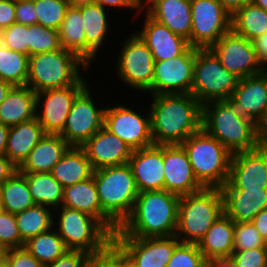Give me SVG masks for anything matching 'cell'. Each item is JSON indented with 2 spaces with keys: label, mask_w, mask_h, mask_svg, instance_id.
I'll return each mask as SVG.
<instances>
[{
  "label": "cell",
  "mask_w": 267,
  "mask_h": 267,
  "mask_svg": "<svg viewBox=\"0 0 267 267\" xmlns=\"http://www.w3.org/2000/svg\"><path fill=\"white\" fill-rule=\"evenodd\" d=\"M152 96L150 115L154 145H181L202 128V104L191 93Z\"/></svg>",
  "instance_id": "cell-1"
},
{
  "label": "cell",
  "mask_w": 267,
  "mask_h": 267,
  "mask_svg": "<svg viewBox=\"0 0 267 267\" xmlns=\"http://www.w3.org/2000/svg\"><path fill=\"white\" fill-rule=\"evenodd\" d=\"M180 196L166 190L139 192L128 218L113 237H169L177 230Z\"/></svg>",
  "instance_id": "cell-2"
},
{
  "label": "cell",
  "mask_w": 267,
  "mask_h": 267,
  "mask_svg": "<svg viewBox=\"0 0 267 267\" xmlns=\"http://www.w3.org/2000/svg\"><path fill=\"white\" fill-rule=\"evenodd\" d=\"M102 208V224L114 234L130 215L139 194L130 165L93 171Z\"/></svg>",
  "instance_id": "cell-3"
},
{
  "label": "cell",
  "mask_w": 267,
  "mask_h": 267,
  "mask_svg": "<svg viewBox=\"0 0 267 267\" xmlns=\"http://www.w3.org/2000/svg\"><path fill=\"white\" fill-rule=\"evenodd\" d=\"M202 128L232 154L259 146L257 125L248 118L238 117L225 100L202 105Z\"/></svg>",
  "instance_id": "cell-4"
},
{
  "label": "cell",
  "mask_w": 267,
  "mask_h": 267,
  "mask_svg": "<svg viewBox=\"0 0 267 267\" xmlns=\"http://www.w3.org/2000/svg\"><path fill=\"white\" fill-rule=\"evenodd\" d=\"M195 178L204 188H221L229 178L232 153L203 128L182 144Z\"/></svg>",
  "instance_id": "cell-5"
},
{
  "label": "cell",
  "mask_w": 267,
  "mask_h": 267,
  "mask_svg": "<svg viewBox=\"0 0 267 267\" xmlns=\"http://www.w3.org/2000/svg\"><path fill=\"white\" fill-rule=\"evenodd\" d=\"M224 213L220 188L180 196L175 236L182 243L198 244L207 230Z\"/></svg>",
  "instance_id": "cell-6"
},
{
  "label": "cell",
  "mask_w": 267,
  "mask_h": 267,
  "mask_svg": "<svg viewBox=\"0 0 267 267\" xmlns=\"http://www.w3.org/2000/svg\"><path fill=\"white\" fill-rule=\"evenodd\" d=\"M80 65L87 70L88 64L77 54L64 48L29 57L26 86L35 93L76 84L81 78Z\"/></svg>",
  "instance_id": "cell-7"
},
{
  "label": "cell",
  "mask_w": 267,
  "mask_h": 267,
  "mask_svg": "<svg viewBox=\"0 0 267 267\" xmlns=\"http://www.w3.org/2000/svg\"><path fill=\"white\" fill-rule=\"evenodd\" d=\"M57 233L71 250H83L91 256L113 242V234L93 216L61 206Z\"/></svg>",
  "instance_id": "cell-8"
},
{
  "label": "cell",
  "mask_w": 267,
  "mask_h": 267,
  "mask_svg": "<svg viewBox=\"0 0 267 267\" xmlns=\"http://www.w3.org/2000/svg\"><path fill=\"white\" fill-rule=\"evenodd\" d=\"M239 78L223 67L210 48H195L191 94L203 105L232 97Z\"/></svg>",
  "instance_id": "cell-9"
},
{
  "label": "cell",
  "mask_w": 267,
  "mask_h": 267,
  "mask_svg": "<svg viewBox=\"0 0 267 267\" xmlns=\"http://www.w3.org/2000/svg\"><path fill=\"white\" fill-rule=\"evenodd\" d=\"M191 47L210 48L231 30V15L217 0H190Z\"/></svg>",
  "instance_id": "cell-10"
},
{
  "label": "cell",
  "mask_w": 267,
  "mask_h": 267,
  "mask_svg": "<svg viewBox=\"0 0 267 267\" xmlns=\"http://www.w3.org/2000/svg\"><path fill=\"white\" fill-rule=\"evenodd\" d=\"M210 49L221 65L239 79L261 72L267 73L256 56L252 41L236 34L232 29L224 34Z\"/></svg>",
  "instance_id": "cell-11"
},
{
  "label": "cell",
  "mask_w": 267,
  "mask_h": 267,
  "mask_svg": "<svg viewBox=\"0 0 267 267\" xmlns=\"http://www.w3.org/2000/svg\"><path fill=\"white\" fill-rule=\"evenodd\" d=\"M130 36L119 54V78L136 90L151 92L155 62L153 54L137 33Z\"/></svg>",
  "instance_id": "cell-12"
},
{
  "label": "cell",
  "mask_w": 267,
  "mask_h": 267,
  "mask_svg": "<svg viewBox=\"0 0 267 267\" xmlns=\"http://www.w3.org/2000/svg\"><path fill=\"white\" fill-rule=\"evenodd\" d=\"M113 243L129 259L132 267H166L181 241L169 237H113Z\"/></svg>",
  "instance_id": "cell-13"
},
{
  "label": "cell",
  "mask_w": 267,
  "mask_h": 267,
  "mask_svg": "<svg viewBox=\"0 0 267 267\" xmlns=\"http://www.w3.org/2000/svg\"><path fill=\"white\" fill-rule=\"evenodd\" d=\"M89 87H86L74 100L60 135L70 146L81 147L104 126L105 108L93 104Z\"/></svg>",
  "instance_id": "cell-14"
},
{
  "label": "cell",
  "mask_w": 267,
  "mask_h": 267,
  "mask_svg": "<svg viewBox=\"0 0 267 267\" xmlns=\"http://www.w3.org/2000/svg\"><path fill=\"white\" fill-rule=\"evenodd\" d=\"M195 63V48L164 61L154 62L152 95L191 93Z\"/></svg>",
  "instance_id": "cell-15"
},
{
  "label": "cell",
  "mask_w": 267,
  "mask_h": 267,
  "mask_svg": "<svg viewBox=\"0 0 267 267\" xmlns=\"http://www.w3.org/2000/svg\"><path fill=\"white\" fill-rule=\"evenodd\" d=\"M86 87V81L81 78L74 85L36 93V109L44 98L42 112H36V118L46 134L62 132L74 100Z\"/></svg>",
  "instance_id": "cell-16"
},
{
  "label": "cell",
  "mask_w": 267,
  "mask_h": 267,
  "mask_svg": "<svg viewBox=\"0 0 267 267\" xmlns=\"http://www.w3.org/2000/svg\"><path fill=\"white\" fill-rule=\"evenodd\" d=\"M142 117L133 109L118 105L105 108L104 127L112 134L117 135L132 150L154 145L151 134V115Z\"/></svg>",
  "instance_id": "cell-17"
},
{
  "label": "cell",
  "mask_w": 267,
  "mask_h": 267,
  "mask_svg": "<svg viewBox=\"0 0 267 267\" xmlns=\"http://www.w3.org/2000/svg\"><path fill=\"white\" fill-rule=\"evenodd\" d=\"M267 188V147L232 155L228 181L220 189Z\"/></svg>",
  "instance_id": "cell-18"
},
{
  "label": "cell",
  "mask_w": 267,
  "mask_h": 267,
  "mask_svg": "<svg viewBox=\"0 0 267 267\" xmlns=\"http://www.w3.org/2000/svg\"><path fill=\"white\" fill-rule=\"evenodd\" d=\"M225 101L238 117L248 118L258 125L267 111V73L239 79L232 97Z\"/></svg>",
  "instance_id": "cell-19"
},
{
  "label": "cell",
  "mask_w": 267,
  "mask_h": 267,
  "mask_svg": "<svg viewBox=\"0 0 267 267\" xmlns=\"http://www.w3.org/2000/svg\"><path fill=\"white\" fill-rule=\"evenodd\" d=\"M163 163L164 190L183 196L204 188L195 178L182 145H163Z\"/></svg>",
  "instance_id": "cell-20"
},
{
  "label": "cell",
  "mask_w": 267,
  "mask_h": 267,
  "mask_svg": "<svg viewBox=\"0 0 267 267\" xmlns=\"http://www.w3.org/2000/svg\"><path fill=\"white\" fill-rule=\"evenodd\" d=\"M81 148L85 151L93 170L127 164L133 152L129 145L104 126Z\"/></svg>",
  "instance_id": "cell-21"
},
{
  "label": "cell",
  "mask_w": 267,
  "mask_h": 267,
  "mask_svg": "<svg viewBox=\"0 0 267 267\" xmlns=\"http://www.w3.org/2000/svg\"><path fill=\"white\" fill-rule=\"evenodd\" d=\"M128 164L139 192L164 190L163 145L133 150Z\"/></svg>",
  "instance_id": "cell-22"
},
{
  "label": "cell",
  "mask_w": 267,
  "mask_h": 267,
  "mask_svg": "<svg viewBox=\"0 0 267 267\" xmlns=\"http://www.w3.org/2000/svg\"><path fill=\"white\" fill-rule=\"evenodd\" d=\"M145 15L143 30L137 34L151 50L154 61H164L177 57L190 47L188 40L176 35L147 13Z\"/></svg>",
  "instance_id": "cell-23"
},
{
  "label": "cell",
  "mask_w": 267,
  "mask_h": 267,
  "mask_svg": "<svg viewBox=\"0 0 267 267\" xmlns=\"http://www.w3.org/2000/svg\"><path fill=\"white\" fill-rule=\"evenodd\" d=\"M147 14L168 27L173 33L189 41L191 46L190 0H148Z\"/></svg>",
  "instance_id": "cell-24"
},
{
  "label": "cell",
  "mask_w": 267,
  "mask_h": 267,
  "mask_svg": "<svg viewBox=\"0 0 267 267\" xmlns=\"http://www.w3.org/2000/svg\"><path fill=\"white\" fill-rule=\"evenodd\" d=\"M220 190L224 213L234 222L252 221L260 211L267 208V188Z\"/></svg>",
  "instance_id": "cell-25"
},
{
  "label": "cell",
  "mask_w": 267,
  "mask_h": 267,
  "mask_svg": "<svg viewBox=\"0 0 267 267\" xmlns=\"http://www.w3.org/2000/svg\"><path fill=\"white\" fill-rule=\"evenodd\" d=\"M70 147L60 134H45L18 170L21 173H50Z\"/></svg>",
  "instance_id": "cell-26"
},
{
  "label": "cell",
  "mask_w": 267,
  "mask_h": 267,
  "mask_svg": "<svg viewBox=\"0 0 267 267\" xmlns=\"http://www.w3.org/2000/svg\"><path fill=\"white\" fill-rule=\"evenodd\" d=\"M206 261L231 257L234 251V221L220 215L197 244Z\"/></svg>",
  "instance_id": "cell-27"
},
{
  "label": "cell",
  "mask_w": 267,
  "mask_h": 267,
  "mask_svg": "<svg viewBox=\"0 0 267 267\" xmlns=\"http://www.w3.org/2000/svg\"><path fill=\"white\" fill-rule=\"evenodd\" d=\"M46 133L35 117L9 128L5 155L19 168Z\"/></svg>",
  "instance_id": "cell-28"
},
{
  "label": "cell",
  "mask_w": 267,
  "mask_h": 267,
  "mask_svg": "<svg viewBox=\"0 0 267 267\" xmlns=\"http://www.w3.org/2000/svg\"><path fill=\"white\" fill-rule=\"evenodd\" d=\"M36 93L29 86H14L0 104V122L9 127L36 117Z\"/></svg>",
  "instance_id": "cell-29"
},
{
  "label": "cell",
  "mask_w": 267,
  "mask_h": 267,
  "mask_svg": "<svg viewBox=\"0 0 267 267\" xmlns=\"http://www.w3.org/2000/svg\"><path fill=\"white\" fill-rule=\"evenodd\" d=\"M93 171L85 151L81 147L71 146L50 173L66 188L90 178Z\"/></svg>",
  "instance_id": "cell-30"
},
{
  "label": "cell",
  "mask_w": 267,
  "mask_h": 267,
  "mask_svg": "<svg viewBox=\"0 0 267 267\" xmlns=\"http://www.w3.org/2000/svg\"><path fill=\"white\" fill-rule=\"evenodd\" d=\"M85 33V62L89 65L97 56L100 46L108 31L107 13L105 9L97 4L79 7Z\"/></svg>",
  "instance_id": "cell-31"
},
{
  "label": "cell",
  "mask_w": 267,
  "mask_h": 267,
  "mask_svg": "<svg viewBox=\"0 0 267 267\" xmlns=\"http://www.w3.org/2000/svg\"><path fill=\"white\" fill-rule=\"evenodd\" d=\"M62 206L85 212L102 223V208L93 175L64 188Z\"/></svg>",
  "instance_id": "cell-32"
},
{
  "label": "cell",
  "mask_w": 267,
  "mask_h": 267,
  "mask_svg": "<svg viewBox=\"0 0 267 267\" xmlns=\"http://www.w3.org/2000/svg\"><path fill=\"white\" fill-rule=\"evenodd\" d=\"M0 202L4 211L17 214L35 205L26 176L18 169L1 184Z\"/></svg>",
  "instance_id": "cell-33"
},
{
  "label": "cell",
  "mask_w": 267,
  "mask_h": 267,
  "mask_svg": "<svg viewBox=\"0 0 267 267\" xmlns=\"http://www.w3.org/2000/svg\"><path fill=\"white\" fill-rule=\"evenodd\" d=\"M35 204L57 209L62 205L64 187L51 173H23Z\"/></svg>",
  "instance_id": "cell-34"
},
{
  "label": "cell",
  "mask_w": 267,
  "mask_h": 267,
  "mask_svg": "<svg viewBox=\"0 0 267 267\" xmlns=\"http://www.w3.org/2000/svg\"><path fill=\"white\" fill-rule=\"evenodd\" d=\"M231 29L253 41L267 32V10L248 3L231 17Z\"/></svg>",
  "instance_id": "cell-35"
},
{
  "label": "cell",
  "mask_w": 267,
  "mask_h": 267,
  "mask_svg": "<svg viewBox=\"0 0 267 267\" xmlns=\"http://www.w3.org/2000/svg\"><path fill=\"white\" fill-rule=\"evenodd\" d=\"M62 48L72 51L85 61V33L79 7H69L58 29Z\"/></svg>",
  "instance_id": "cell-36"
},
{
  "label": "cell",
  "mask_w": 267,
  "mask_h": 267,
  "mask_svg": "<svg viewBox=\"0 0 267 267\" xmlns=\"http://www.w3.org/2000/svg\"><path fill=\"white\" fill-rule=\"evenodd\" d=\"M47 206L35 204L28 209L15 214L17 227L20 237L24 243L37 236L38 234L48 231L54 227L53 215Z\"/></svg>",
  "instance_id": "cell-37"
},
{
  "label": "cell",
  "mask_w": 267,
  "mask_h": 267,
  "mask_svg": "<svg viewBox=\"0 0 267 267\" xmlns=\"http://www.w3.org/2000/svg\"><path fill=\"white\" fill-rule=\"evenodd\" d=\"M52 230L42 232L24 244V248L45 266L55 262L68 250L57 231Z\"/></svg>",
  "instance_id": "cell-38"
},
{
  "label": "cell",
  "mask_w": 267,
  "mask_h": 267,
  "mask_svg": "<svg viewBox=\"0 0 267 267\" xmlns=\"http://www.w3.org/2000/svg\"><path fill=\"white\" fill-rule=\"evenodd\" d=\"M29 56L6 46L0 49V79L14 86H25L28 78Z\"/></svg>",
  "instance_id": "cell-39"
},
{
  "label": "cell",
  "mask_w": 267,
  "mask_h": 267,
  "mask_svg": "<svg viewBox=\"0 0 267 267\" xmlns=\"http://www.w3.org/2000/svg\"><path fill=\"white\" fill-rule=\"evenodd\" d=\"M37 24L58 30L70 5L67 0H34Z\"/></svg>",
  "instance_id": "cell-40"
},
{
  "label": "cell",
  "mask_w": 267,
  "mask_h": 267,
  "mask_svg": "<svg viewBox=\"0 0 267 267\" xmlns=\"http://www.w3.org/2000/svg\"><path fill=\"white\" fill-rule=\"evenodd\" d=\"M29 57L62 49L58 30L39 24L29 25Z\"/></svg>",
  "instance_id": "cell-41"
},
{
  "label": "cell",
  "mask_w": 267,
  "mask_h": 267,
  "mask_svg": "<svg viewBox=\"0 0 267 267\" xmlns=\"http://www.w3.org/2000/svg\"><path fill=\"white\" fill-rule=\"evenodd\" d=\"M267 248V243L251 221L234 222V251Z\"/></svg>",
  "instance_id": "cell-42"
},
{
  "label": "cell",
  "mask_w": 267,
  "mask_h": 267,
  "mask_svg": "<svg viewBox=\"0 0 267 267\" xmlns=\"http://www.w3.org/2000/svg\"><path fill=\"white\" fill-rule=\"evenodd\" d=\"M206 262L197 244L180 243L166 267H200Z\"/></svg>",
  "instance_id": "cell-43"
},
{
  "label": "cell",
  "mask_w": 267,
  "mask_h": 267,
  "mask_svg": "<svg viewBox=\"0 0 267 267\" xmlns=\"http://www.w3.org/2000/svg\"><path fill=\"white\" fill-rule=\"evenodd\" d=\"M15 214L3 211L0 214V245L5 249L24 247Z\"/></svg>",
  "instance_id": "cell-44"
},
{
  "label": "cell",
  "mask_w": 267,
  "mask_h": 267,
  "mask_svg": "<svg viewBox=\"0 0 267 267\" xmlns=\"http://www.w3.org/2000/svg\"><path fill=\"white\" fill-rule=\"evenodd\" d=\"M4 40L7 48L29 56V26L15 22L4 28Z\"/></svg>",
  "instance_id": "cell-45"
},
{
  "label": "cell",
  "mask_w": 267,
  "mask_h": 267,
  "mask_svg": "<svg viewBox=\"0 0 267 267\" xmlns=\"http://www.w3.org/2000/svg\"><path fill=\"white\" fill-rule=\"evenodd\" d=\"M96 267H132L125 254L112 242L105 250L91 256Z\"/></svg>",
  "instance_id": "cell-46"
},
{
  "label": "cell",
  "mask_w": 267,
  "mask_h": 267,
  "mask_svg": "<svg viewBox=\"0 0 267 267\" xmlns=\"http://www.w3.org/2000/svg\"><path fill=\"white\" fill-rule=\"evenodd\" d=\"M231 258L238 267H267V248L233 251Z\"/></svg>",
  "instance_id": "cell-47"
},
{
  "label": "cell",
  "mask_w": 267,
  "mask_h": 267,
  "mask_svg": "<svg viewBox=\"0 0 267 267\" xmlns=\"http://www.w3.org/2000/svg\"><path fill=\"white\" fill-rule=\"evenodd\" d=\"M4 258L9 267H45L24 247L6 250Z\"/></svg>",
  "instance_id": "cell-48"
},
{
  "label": "cell",
  "mask_w": 267,
  "mask_h": 267,
  "mask_svg": "<svg viewBox=\"0 0 267 267\" xmlns=\"http://www.w3.org/2000/svg\"><path fill=\"white\" fill-rule=\"evenodd\" d=\"M91 260V255L83 250L68 249L55 262L45 267H86Z\"/></svg>",
  "instance_id": "cell-49"
},
{
  "label": "cell",
  "mask_w": 267,
  "mask_h": 267,
  "mask_svg": "<svg viewBox=\"0 0 267 267\" xmlns=\"http://www.w3.org/2000/svg\"><path fill=\"white\" fill-rule=\"evenodd\" d=\"M16 23L23 25L37 24L34 0H15Z\"/></svg>",
  "instance_id": "cell-50"
},
{
  "label": "cell",
  "mask_w": 267,
  "mask_h": 267,
  "mask_svg": "<svg viewBox=\"0 0 267 267\" xmlns=\"http://www.w3.org/2000/svg\"><path fill=\"white\" fill-rule=\"evenodd\" d=\"M15 22V0H0V28H7Z\"/></svg>",
  "instance_id": "cell-51"
},
{
  "label": "cell",
  "mask_w": 267,
  "mask_h": 267,
  "mask_svg": "<svg viewBox=\"0 0 267 267\" xmlns=\"http://www.w3.org/2000/svg\"><path fill=\"white\" fill-rule=\"evenodd\" d=\"M18 168L6 155H0V185L3 184Z\"/></svg>",
  "instance_id": "cell-52"
},
{
  "label": "cell",
  "mask_w": 267,
  "mask_h": 267,
  "mask_svg": "<svg viewBox=\"0 0 267 267\" xmlns=\"http://www.w3.org/2000/svg\"><path fill=\"white\" fill-rule=\"evenodd\" d=\"M251 222L260 233V236L267 243V208L260 211Z\"/></svg>",
  "instance_id": "cell-53"
},
{
  "label": "cell",
  "mask_w": 267,
  "mask_h": 267,
  "mask_svg": "<svg viewBox=\"0 0 267 267\" xmlns=\"http://www.w3.org/2000/svg\"><path fill=\"white\" fill-rule=\"evenodd\" d=\"M97 4L101 5L103 8L106 6H114L115 7H125L130 9H141L142 7L139 6L134 0H96Z\"/></svg>",
  "instance_id": "cell-54"
},
{
  "label": "cell",
  "mask_w": 267,
  "mask_h": 267,
  "mask_svg": "<svg viewBox=\"0 0 267 267\" xmlns=\"http://www.w3.org/2000/svg\"><path fill=\"white\" fill-rule=\"evenodd\" d=\"M221 6L233 16L240 8L244 7L248 3H252V0H217Z\"/></svg>",
  "instance_id": "cell-55"
},
{
  "label": "cell",
  "mask_w": 267,
  "mask_h": 267,
  "mask_svg": "<svg viewBox=\"0 0 267 267\" xmlns=\"http://www.w3.org/2000/svg\"><path fill=\"white\" fill-rule=\"evenodd\" d=\"M252 43L256 56L262 62L267 57V32L264 35L255 38Z\"/></svg>",
  "instance_id": "cell-56"
},
{
  "label": "cell",
  "mask_w": 267,
  "mask_h": 267,
  "mask_svg": "<svg viewBox=\"0 0 267 267\" xmlns=\"http://www.w3.org/2000/svg\"><path fill=\"white\" fill-rule=\"evenodd\" d=\"M257 136L259 145L267 147V111L257 125Z\"/></svg>",
  "instance_id": "cell-57"
},
{
  "label": "cell",
  "mask_w": 267,
  "mask_h": 267,
  "mask_svg": "<svg viewBox=\"0 0 267 267\" xmlns=\"http://www.w3.org/2000/svg\"><path fill=\"white\" fill-rule=\"evenodd\" d=\"M9 128V126L4 125L0 122V155H5Z\"/></svg>",
  "instance_id": "cell-58"
},
{
  "label": "cell",
  "mask_w": 267,
  "mask_h": 267,
  "mask_svg": "<svg viewBox=\"0 0 267 267\" xmlns=\"http://www.w3.org/2000/svg\"><path fill=\"white\" fill-rule=\"evenodd\" d=\"M210 267H238L231 257L210 261Z\"/></svg>",
  "instance_id": "cell-59"
},
{
  "label": "cell",
  "mask_w": 267,
  "mask_h": 267,
  "mask_svg": "<svg viewBox=\"0 0 267 267\" xmlns=\"http://www.w3.org/2000/svg\"><path fill=\"white\" fill-rule=\"evenodd\" d=\"M14 87L13 84L0 79V104L5 100L10 90Z\"/></svg>",
  "instance_id": "cell-60"
},
{
  "label": "cell",
  "mask_w": 267,
  "mask_h": 267,
  "mask_svg": "<svg viewBox=\"0 0 267 267\" xmlns=\"http://www.w3.org/2000/svg\"><path fill=\"white\" fill-rule=\"evenodd\" d=\"M67 2L71 7H81L94 4L96 0H67Z\"/></svg>",
  "instance_id": "cell-61"
},
{
  "label": "cell",
  "mask_w": 267,
  "mask_h": 267,
  "mask_svg": "<svg viewBox=\"0 0 267 267\" xmlns=\"http://www.w3.org/2000/svg\"><path fill=\"white\" fill-rule=\"evenodd\" d=\"M252 3L267 10V0H252Z\"/></svg>",
  "instance_id": "cell-62"
},
{
  "label": "cell",
  "mask_w": 267,
  "mask_h": 267,
  "mask_svg": "<svg viewBox=\"0 0 267 267\" xmlns=\"http://www.w3.org/2000/svg\"><path fill=\"white\" fill-rule=\"evenodd\" d=\"M5 46L4 28H0V49L4 48Z\"/></svg>",
  "instance_id": "cell-63"
},
{
  "label": "cell",
  "mask_w": 267,
  "mask_h": 267,
  "mask_svg": "<svg viewBox=\"0 0 267 267\" xmlns=\"http://www.w3.org/2000/svg\"><path fill=\"white\" fill-rule=\"evenodd\" d=\"M6 250L0 245V261L4 259Z\"/></svg>",
  "instance_id": "cell-64"
},
{
  "label": "cell",
  "mask_w": 267,
  "mask_h": 267,
  "mask_svg": "<svg viewBox=\"0 0 267 267\" xmlns=\"http://www.w3.org/2000/svg\"><path fill=\"white\" fill-rule=\"evenodd\" d=\"M139 6H141L143 8V6H146L148 0H146V2H143L144 0H134ZM144 3V5H143ZM146 3V4H145ZM143 5V6H142Z\"/></svg>",
  "instance_id": "cell-65"
},
{
  "label": "cell",
  "mask_w": 267,
  "mask_h": 267,
  "mask_svg": "<svg viewBox=\"0 0 267 267\" xmlns=\"http://www.w3.org/2000/svg\"><path fill=\"white\" fill-rule=\"evenodd\" d=\"M0 267H9L5 258L0 261Z\"/></svg>",
  "instance_id": "cell-66"
},
{
  "label": "cell",
  "mask_w": 267,
  "mask_h": 267,
  "mask_svg": "<svg viewBox=\"0 0 267 267\" xmlns=\"http://www.w3.org/2000/svg\"><path fill=\"white\" fill-rule=\"evenodd\" d=\"M200 267H210V261H206L202 266Z\"/></svg>",
  "instance_id": "cell-67"
},
{
  "label": "cell",
  "mask_w": 267,
  "mask_h": 267,
  "mask_svg": "<svg viewBox=\"0 0 267 267\" xmlns=\"http://www.w3.org/2000/svg\"><path fill=\"white\" fill-rule=\"evenodd\" d=\"M86 267H96L91 261L87 264Z\"/></svg>",
  "instance_id": "cell-68"
},
{
  "label": "cell",
  "mask_w": 267,
  "mask_h": 267,
  "mask_svg": "<svg viewBox=\"0 0 267 267\" xmlns=\"http://www.w3.org/2000/svg\"><path fill=\"white\" fill-rule=\"evenodd\" d=\"M3 211H4V208H3V206H2V204H1V202H0V214H1Z\"/></svg>",
  "instance_id": "cell-69"
},
{
  "label": "cell",
  "mask_w": 267,
  "mask_h": 267,
  "mask_svg": "<svg viewBox=\"0 0 267 267\" xmlns=\"http://www.w3.org/2000/svg\"><path fill=\"white\" fill-rule=\"evenodd\" d=\"M267 63V57L261 62V65L266 64Z\"/></svg>",
  "instance_id": "cell-70"
}]
</instances>
